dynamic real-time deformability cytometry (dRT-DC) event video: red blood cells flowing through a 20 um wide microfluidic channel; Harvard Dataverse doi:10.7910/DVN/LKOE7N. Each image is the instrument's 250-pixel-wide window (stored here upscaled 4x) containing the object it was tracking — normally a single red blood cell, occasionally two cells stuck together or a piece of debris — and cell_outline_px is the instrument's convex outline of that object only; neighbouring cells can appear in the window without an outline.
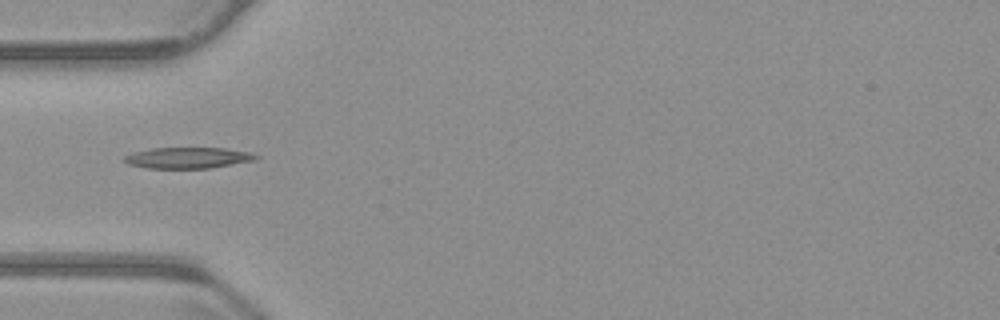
{"species": "common noctule bat (a hibernating species)", "species_latin": "Nyctalus noctula", "temperature_condition": "warm", "stored_images_in_passage": 39, "camera_frame_rate_fps": 3000, "um_per_image_px": 0.085, "animal": {"sex": "male", "body_mass_g": 23.1, "forearm_length_mm": 52.7}, "frame": {"image": 1, "passage_image": 1, "time_ms": 0.0, "image_size_px": [1000, 320], "cell_outline_px": [[260, 156], [256, 160], [212, 168], [144, 168], [128, 164], [124, 160], [124, 156], [132, 152], [152, 148], [224, 148], [252, 152]], "centroid_in_image_um": [16.0, 13.41], "position_along_channel_um": 69.0, "area_um2": 16.3}}
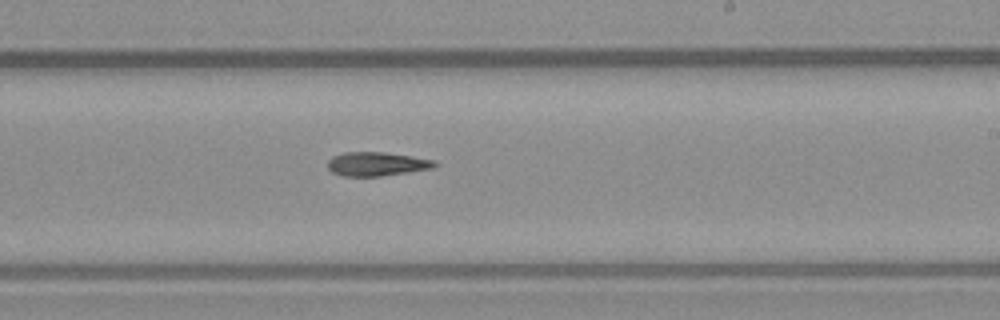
{"frame": {"image": 2, "passage_image": 16, "time_ms": 5.0, "image_size_px": [1000, 320], "cell_outline_px": [[440, 164], [436, 168], [380, 176], [340, 176], [332, 172], [328, 168], [328, 160], [332, 156], [344, 152], [384, 152], [412, 156], [436, 160]], "centroid_in_image_um": [32.06, 13.93], "position_along_channel_um": 256.9, "area_um2": 15.14}}
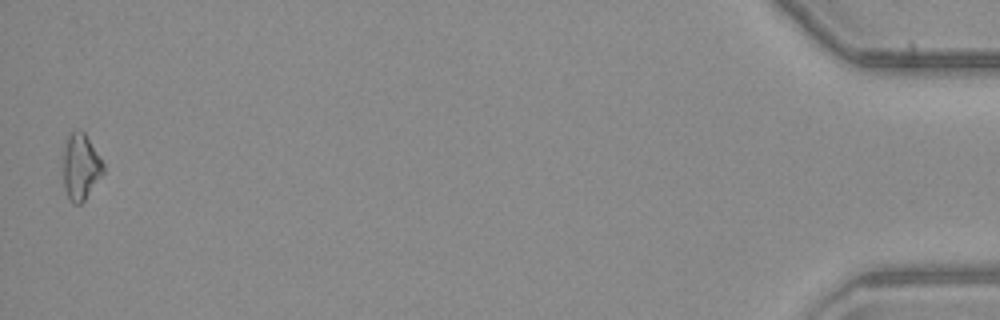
{"frame": {"image": 3, "passage_image": 38, "time_ms": 12.333, "image_size_px": [1000, 320], "cell_outline_px": [[104, 172], [84, 200], [80, 204], [72, 204], [64, 188], [64, 144], [68, 136], [72, 132], [84, 132], [104, 164]], "centroid_in_image_um": [6.86, 14.2], "position_along_channel_um": 428.3, "area_um2": 15.09}}